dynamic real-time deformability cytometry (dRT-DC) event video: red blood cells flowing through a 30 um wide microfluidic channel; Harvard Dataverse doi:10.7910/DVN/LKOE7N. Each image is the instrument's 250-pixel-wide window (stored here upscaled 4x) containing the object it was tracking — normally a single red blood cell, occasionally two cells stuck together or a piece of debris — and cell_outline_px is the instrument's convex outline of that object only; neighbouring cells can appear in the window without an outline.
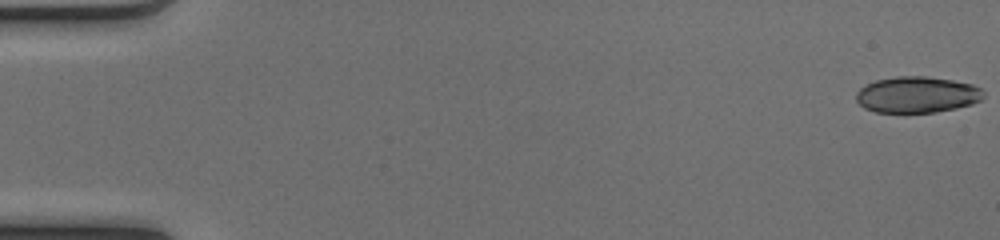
{"species": "common noctule bat (a hibernating species)", "species_latin": "Nyctalus noctula", "temperature_condition": "cold", "stored_images_in_passage": 50, "segment_of_instrument_passage": [1, 2], "camera_frame_rate_fps": 3000, "um_per_image_px": 0.085, "animal": {"sex": "female", "body_mass_g": 17.0, "forearm_length_mm": 48.0}, "frame": {"image": 1, "passage_image": 1, "time_ms": 0.0, "image_size_px": [1000, 240], "cell_outline_px": [[984, 96], [980, 100], [972, 104], [956, 108], [936, 112], [876, 112], [864, 108], [856, 100], [856, 92], [860, 88], [876, 80], [896, 76], [928, 76], [952, 80], [972, 84], [980, 88], [984, 92]], "centroid_in_image_um": [77.95, 8.04], "position_along_channel_um": 7.0, "area_um2": 26.88}}
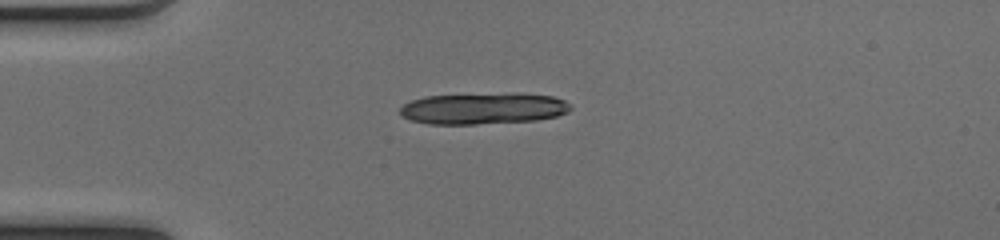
{"frame": {"image": 2, "passage_image": 14, "time_ms": 4.333, "image_size_px": [1000, 240], "cell_outline_px": [[572, 108], [568, 112], [556, 116], [536, 120], [472, 124], [428, 124], [412, 120], [404, 116], [400, 112], [400, 108], [404, 104], [412, 100], [424, 96], [520, 92], [552, 96], [564, 100], [572, 104]], "centroid_in_image_um": [41.13, 9.2], "position_along_channel_um": 43.9, "area_um2": 31.39}}